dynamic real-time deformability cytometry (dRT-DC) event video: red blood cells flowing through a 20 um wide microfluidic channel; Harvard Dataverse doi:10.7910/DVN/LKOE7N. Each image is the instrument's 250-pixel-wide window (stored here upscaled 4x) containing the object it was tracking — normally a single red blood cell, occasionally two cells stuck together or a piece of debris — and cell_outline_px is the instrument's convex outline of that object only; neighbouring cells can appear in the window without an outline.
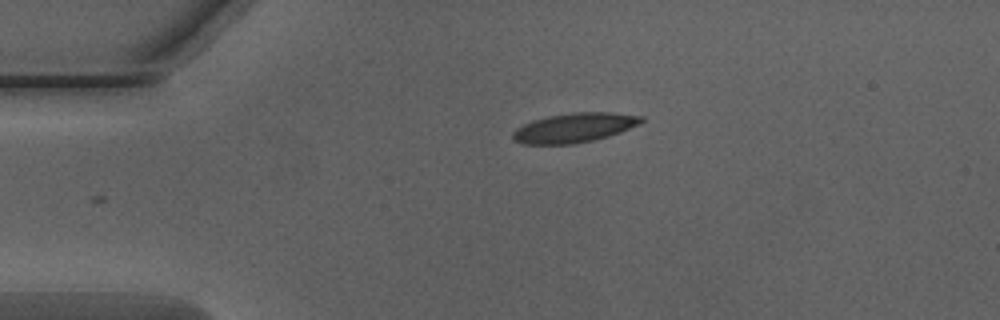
{"species": "Egyptian fruit bat (a non-hibernating species)", "species_latin": "Rousettus aegyptiacus", "temperature_condition": "warm", "stored_images_in_passage": 31, "camera_frame_rate_fps": 3000, "um_per_image_px": 0.085, "animal": {"sex": "male"}, "frame": {"image": 1, "passage_image": 1, "time_ms": 0.0, "image_size_px": [1000, 320], "cell_outline_px": [[644, 120], [640, 124], [620, 132], [608, 136], [576, 144], [524, 144], [512, 140], [512, 132], [516, 128], [532, 120], [548, 116], [576, 112], [612, 112], [644, 116]], "centroid_in_image_um": [48.81, 10.85], "position_along_channel_um": 36.2, "area_um2": 22.14}}
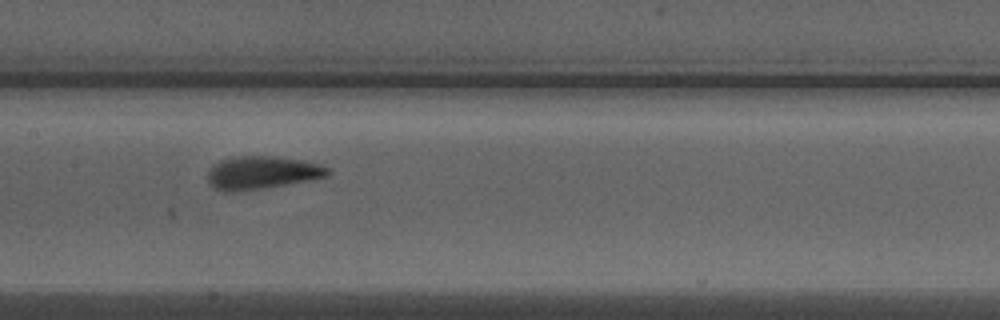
{"frame": {"image": 2, "passage_image": 15, "time_ms": 4.667, "image_size_px": [1000, 320], "cell_outline_px": [[332, 172], [328, 176], [308, 180], [264, 188], [236, 192], [224, 192], [216, 188], [208, 180], [208, 172], [212, 164], [220, 160], [236, 156], [276, 156], [304, 160], [320, 164], [328, 168]], "centroid_in_image_um": [22.27, 14.66], "position_along_channel_um": 185.1, "area_um2": 23.18}}
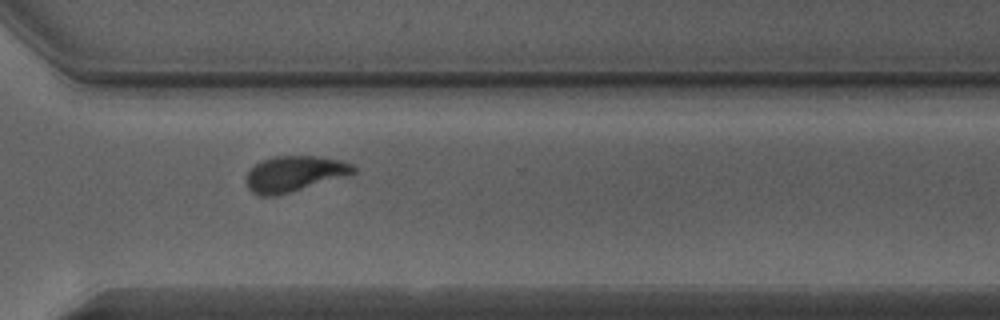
{"frame": {"image": 3, "passage_image": 27, "time_ms": 8.667, "image_size_px": [1000, 320], "cell_outline_px": [[356, 172], [348, 176], [276, 196], [260, 196], [252, 192], [248, 188], [248, 172], [256, 164], [272, 156], [320, 156], [344, 160], [352, 164], [356, 168]], "centroid_in_image_um": [25.09, 14.76], "position_along_channel_um": 345.5, "area_um2": 22.31}, "authors_computed_cell_mechanics": {"area_um2": 22.1952, "velocity_mm_per_s": 4.0218, "shape_relaxation_time_tau1_ms": 4.8069, "shape_relaxation_time_tau2_ms": 1.0501, "deformation_change_tau1": 0.1803, "deformation_change_tau2": 0.0819}}